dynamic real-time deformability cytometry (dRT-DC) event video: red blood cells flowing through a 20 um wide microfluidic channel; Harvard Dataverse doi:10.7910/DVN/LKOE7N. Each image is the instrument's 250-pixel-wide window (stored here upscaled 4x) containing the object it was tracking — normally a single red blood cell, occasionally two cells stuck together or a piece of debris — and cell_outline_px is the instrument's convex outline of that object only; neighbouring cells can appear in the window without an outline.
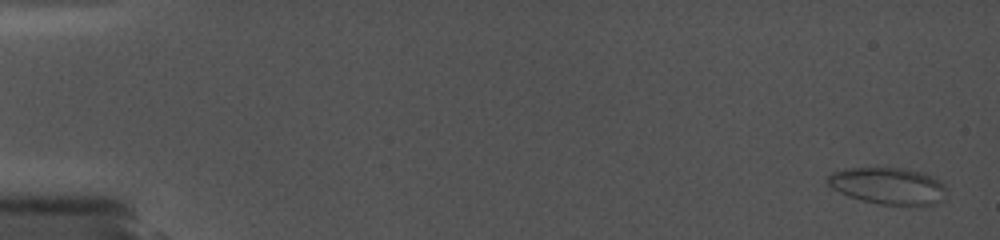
{"species": "common noctule bat (a hibernating species)", "species_latin": "Nyctalus noctula", "temperature_condition": "cold", "stored_images_in_passage": 61, "camera_frame_rate_fps": 5000, "um_per_image_px": 0.085, "animal": {"sex": "female", "body_mass_g": 19.0, "forearm_length_mm": 56.7}, "frame": {"image": 1, "passage_image": 1, "time_ms": 0.0, "image_size_px": [1000, 240], "cell_outline_px": [[944, 200], [936, 204], [880, 204], [860, 200], [848, 196], [832, 188], [828, 184], [828, 176], [832, 172], [844, 168], [904, 168], [936, 176], [944, 184]], "centroid_in_image_um": [75.49, 15.78], "position_along_channel_um": 9.5, "area_um2": 25.37}}
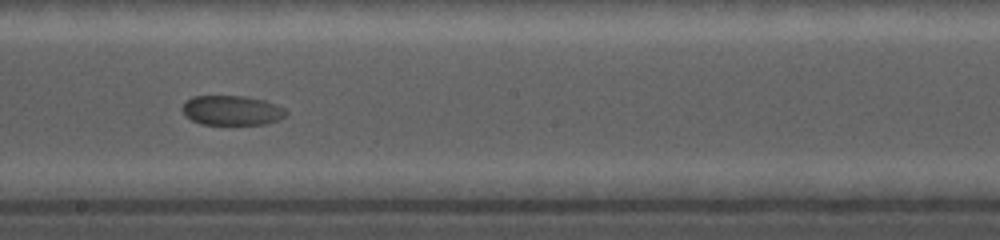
{"frame": {"image": 2, "passage_image": 37, "time_ms": 10.6, "image_size_px": [1000, 240], "cell_outline_px": [[288, 116], [264, 124], [200, 124], [184, 116], [180, 108], [184, 100], [192, 96], [244, 96], [264, 100], [284, 108], [288, 112]], "centroid_in_image_um": [19.65, 9.38], "position_along_channel_um": 228.6, "area_um2": 18.15}}
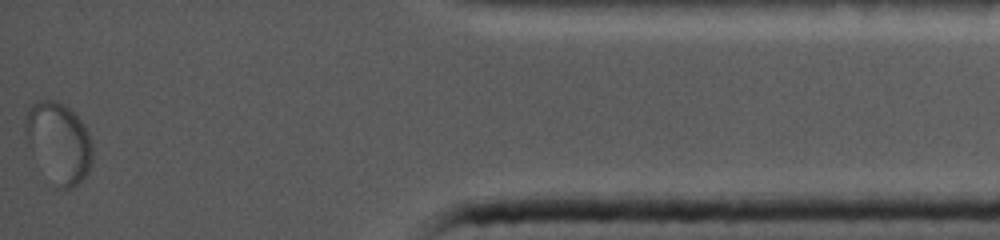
{"frame": {"image": 3, "passage_image": 61, "time_ms": 17.2, "image_size_px": [1000, 240], "cell_outline_px": [[92, 160], [88, 172], [72, 188], [56, 188], [28, 144], [24, 132], [24, 120], [28, 108], [36, 100], [56, 100], [64, 104], [80, 120], [88, 132], [92, 144]], "centroid_in_image_um": [4.98, 12.08], "position_along_channel_um": 430.2, "area_um2": 31.04}}